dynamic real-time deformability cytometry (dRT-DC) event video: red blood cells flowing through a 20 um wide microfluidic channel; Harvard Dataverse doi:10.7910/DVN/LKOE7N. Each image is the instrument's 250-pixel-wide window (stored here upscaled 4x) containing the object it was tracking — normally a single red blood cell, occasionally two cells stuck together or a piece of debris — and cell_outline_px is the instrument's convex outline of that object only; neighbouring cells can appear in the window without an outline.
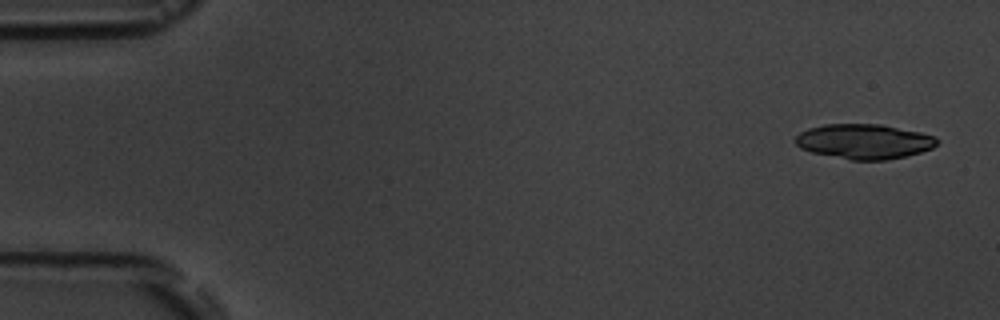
{"species": "common noctule bat (a hibernating species)", "species_latin": "Nyctalus noctula", "temperature_condition": "room temperature", "stored_images_in_passage": 5, "camera_frame_rate_fps": 3000, "um_per_image_px": 0.085, "animal": {"sex": "male", "body_mass_g": 19.5, "forearm_length_mm": 54.6}, "frame": {"image": 1, "passage_image": 1, "time_ms": 0.0, "image_size_px": [1000, 320], "cell_outline_px": [[940, 140], [932, 148], [920, 152], [904, 156], [884, 160], [852, 160], [812, 152], [800, 148], [792, 140], [800, 132], [808, 128], [824, 124], [880, 124], [920, 132], [936, 136]], "centroid_in_image_um": [73.43, 12.01], "position_along_channel_um": 11.6, "area_um2": 28.78}}